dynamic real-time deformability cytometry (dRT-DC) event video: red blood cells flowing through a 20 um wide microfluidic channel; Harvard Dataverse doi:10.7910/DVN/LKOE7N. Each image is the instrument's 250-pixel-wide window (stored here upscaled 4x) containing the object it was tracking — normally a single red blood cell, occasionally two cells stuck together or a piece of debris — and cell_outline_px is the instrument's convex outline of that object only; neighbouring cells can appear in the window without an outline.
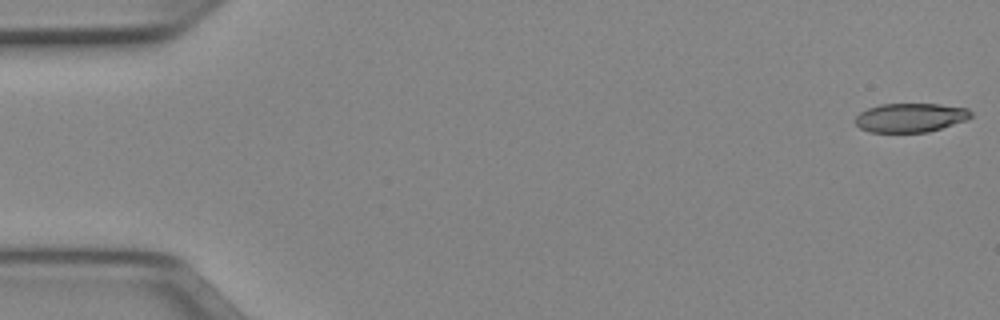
{"species": "Egyptian fruit bat (a non-hibernating species)", "species_latin": "Rousettus aegyptiacus", "temperature_condition": "cold", "stored_images_in_passage": 51, "camera_frame_rate_fps": 3000, "um_per_image_px": 0.085, "animal": {"sex": "female"}, "frame": {"image": 1, "passage_image": 1, "time_ms": 0.0, "image_size_px": [1000, 320], "cell_outline_px": [[972, 116], [968, 120], [928, 132], [868, 132], [860, 128], [852, 120], [860, 112], [868, 108], [880, 104], [940, 104], [968, 108], [972, 112]], "centroid_in_image_um": [77.38, 10.0], "position_along_channel_um": 7.6, "area_um2": 19.77}}
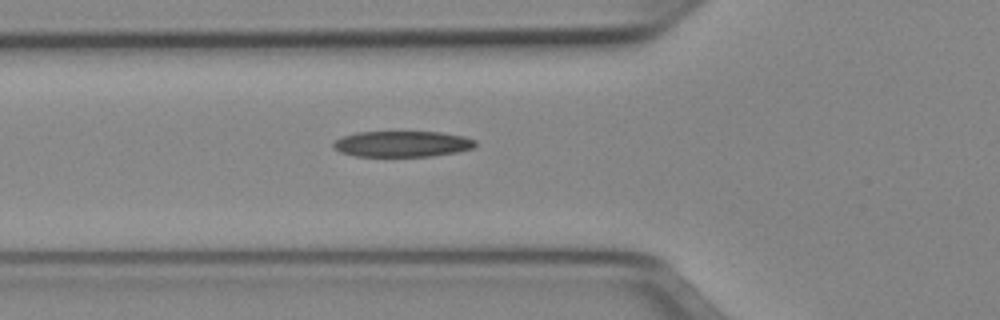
{"frame": {"image": 2, "passage_image": 18, "time_ms": 5.667, "image_size_px": [1000, 320], "cell_outline_px": [[476, 144], [472, 148], [456, 152], [432, 156], [356, 156], [340, 152], [332, 148], [332, 144], [336, 140], [344, 136], [356, 132], [440, 132], [464, 136], [476, 140]], "centroid_in_image_um": [34.18, 12.23], "position_along_channel_um": 91.6, "area_um2": 21.39}}
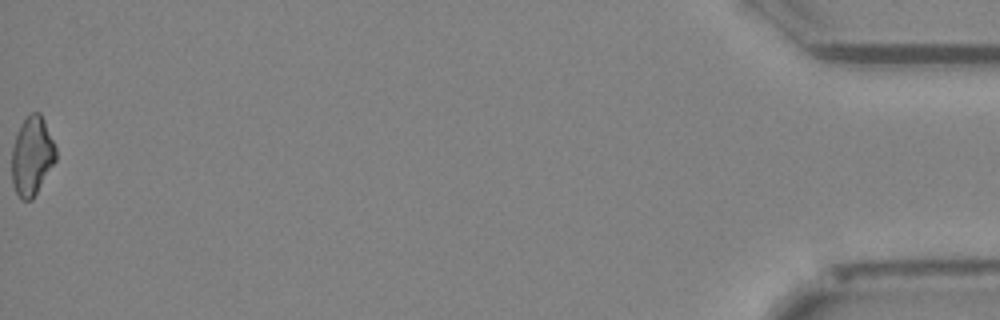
{"frame": {"image": 3, "passage_image": 51, "time_ms": 16.667, "image_size_px": [1000, 320], "cell_outline_px": [[56, 160], [32, 200], [20, 200], [12, 184], [12, 148], [20, 124], [32, 112], [40, 112], [44, 120], [56, 148]], "centroid_in_image_um": [2.71, 13.28], "position_along_channel_um": 432.5, "area_um2": 20.11}, "authors_computed_cell_mechanics": {"area_um2": 21.3282, "velocity_mm_per_s": 4.0045, "shape_relaxation_time_tau1_ms": null, "shape_relaxation_time_tau2_ms": 10.8226, "deformation_change_tau1": null, "deformation_change_tau2": 0.2443}}